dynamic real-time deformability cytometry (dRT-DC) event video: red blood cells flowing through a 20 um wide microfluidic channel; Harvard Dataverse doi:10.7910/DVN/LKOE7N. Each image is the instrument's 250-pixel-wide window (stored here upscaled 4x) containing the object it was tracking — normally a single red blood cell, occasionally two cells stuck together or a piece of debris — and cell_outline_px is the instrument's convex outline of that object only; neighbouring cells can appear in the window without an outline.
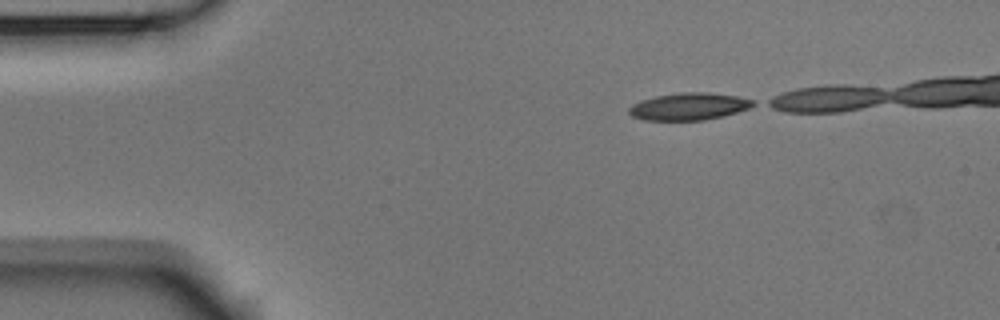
{"species": "Egyptian fruit bat (a non-hibernating species)", "species_latin": "Rousettus aegyptiacus", "temperature_condition": "room temperature", "stored_images_in_passage": 4, "camera_frame_rate_fps": 3000, "um_per_image_px": 0.085, "animal": {"sex": "male"}, "frame": {"image": 1, "passage_image": 1, "time_ms": 0.0, "image_size_px": [1000, 320], "cell_outline_px": [[756, 104], [748, 108], [724, 116], [704, 120], [644, 120], [632, 116], [628, 112], [628, 108], [632, 104], [640, 100], [656, 96], [680, 92], [708, 92], [736, 96], [756, 100]], "centroid_in_image_um": [58.55, 9.04], "position_along_channel_um": 26.4, "area_um2": 19.77}}